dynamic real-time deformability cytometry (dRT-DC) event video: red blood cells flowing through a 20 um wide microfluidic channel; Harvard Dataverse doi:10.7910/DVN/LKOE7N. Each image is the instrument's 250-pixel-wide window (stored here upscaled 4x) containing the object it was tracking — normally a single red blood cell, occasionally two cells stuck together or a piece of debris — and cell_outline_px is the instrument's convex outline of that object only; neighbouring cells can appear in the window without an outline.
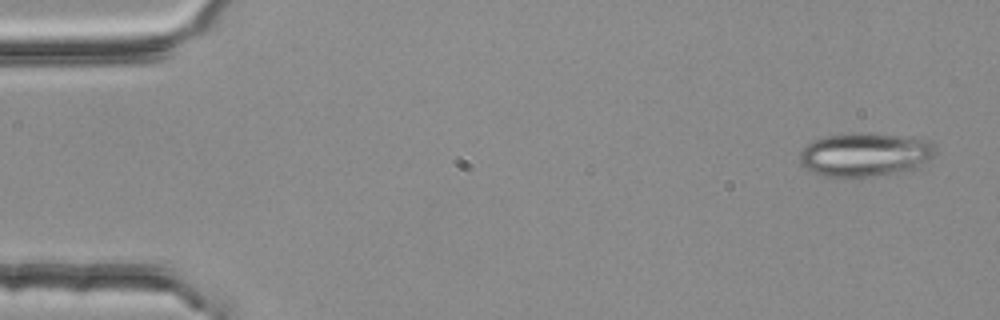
{"species": "common noctule bat (a hibernating species)", "species_latin": "Nyctalus noctula", "temperature_condition": "room temperature", "stored_images_in_passage": 4, "camera_frame_rate_fps": 3000, "um_per_image_px": 0.085, "animal": {"sex": "female", "body_mass_g": 25.1}, "frame": {"image": 1, "passage_image": 1, "time_ms": 0.0, "image_size_px": [1000, 320], "cell_outline_px": [[936, 152], [924, 164], [916, 168], [900, 172], [872, 176], [824, 176], [812, 172], [804, 168], [800, 164], [800, 152], [804, 144], [812, 140], [824, 136], [852, 132], [860, 132], [896, 136], [928, 140], [932, 144]], "centroid_in_image_um": [73.46, 13.13], "position_along_channel_um": 11.5, "area_um2": 34.56}}